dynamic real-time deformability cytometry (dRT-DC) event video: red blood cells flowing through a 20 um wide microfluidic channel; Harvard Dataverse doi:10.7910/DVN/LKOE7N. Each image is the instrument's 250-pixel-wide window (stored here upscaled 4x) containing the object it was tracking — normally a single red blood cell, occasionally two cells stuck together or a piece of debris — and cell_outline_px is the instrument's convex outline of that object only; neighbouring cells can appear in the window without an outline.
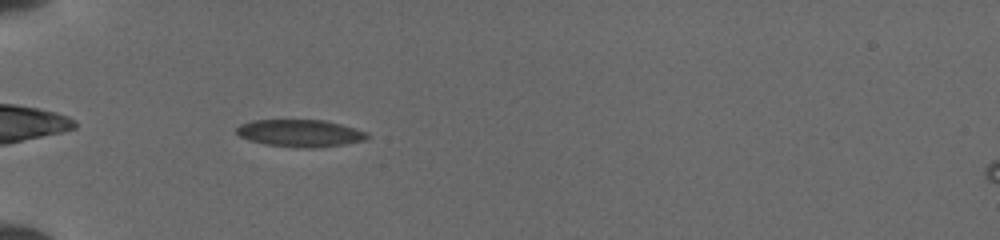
{"species": "common noctule bat (a hibernating species)", "species_latin": "Nyctalus noctula", "temperature_condition": "cold", "stored_images_in_passage": 31, "camera_frame_rate_fps": 3000, "um_per_image_px": 0.085, "animal": {"sex": "female", "body_mass_g": 19.5, "forearm_length_mm": 54.1}, "frame": {"image": 1, "passage_image": 3, "time_ms": 0.667, "image_size_px": [1000, 240], "cell_outline_px": [[368, 140], [344, 144], [312, 148], [308, 148], [264, 144], [248, 140], [240, 136], [236, 132], [236, 128], [240, 124], [252, 120], [324, 120], [340, 124], [368, 132]], "centroid_in_image_um": [25.51, 11.32], "position_along_channel_um": 59.5, "area_um2": 20.69}}
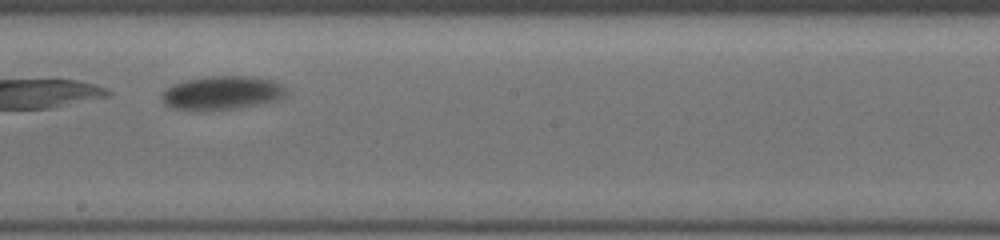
{"frame": {"image": 2, "passage_image": 16, "time_ms": 5.0, "image_size_px": [1000, 240], "cell_outline_px": [[288, 96], [280, 100], [260, 104], [236, 108], [172, 108], [164, 104], [160, 96], [160, 92], [176, 84], [188, 80], [212, 76], [252, 76], [276, 80], [288, 92]], "centroid_in_image_um": [18.97, 7.86], "position_along_channel_um": 229.2, "area_um2": 23.99}}
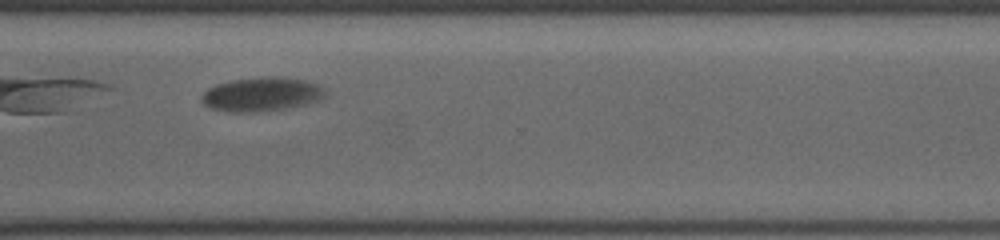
{"frame": {"image": 3, "passage_image": 25, "time_ms": 8.0, "image_size_px": [1000, 240], "cell_outline_px": [[328, 96], [320, 100], [288, 108], [264, 112], [232, 112], [212, 108], [204, 104], [200, 100], [200, 96], [208, 88], [216, 84], [232, 80], [264, 76], [284, 76], [308, 80], [320, 84], [324, 88]], "centroid_in_image_um": [22.3, 8.0], "position_along_channel_um": 348.3, "area_um2": 25.09}}